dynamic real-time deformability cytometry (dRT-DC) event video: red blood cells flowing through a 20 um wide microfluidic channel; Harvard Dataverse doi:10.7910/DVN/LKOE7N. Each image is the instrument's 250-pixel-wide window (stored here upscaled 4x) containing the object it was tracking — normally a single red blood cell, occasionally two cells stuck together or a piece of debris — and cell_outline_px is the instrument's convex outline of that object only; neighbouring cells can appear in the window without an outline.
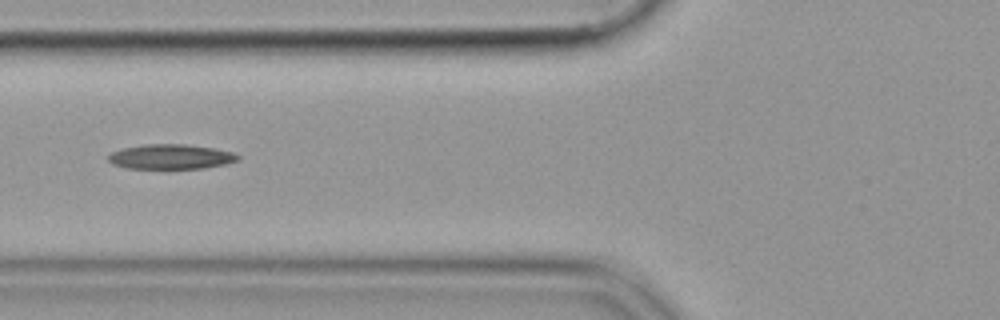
{"species": "common noctule bat (a hibernating species)", "species_latin": "Nyctalus noctula", "temperature_condition": "cold", "stored_images_in_passage": 54, "segment_of_instrument_passage": [2, 2], "camera_frame_rate_fps": 3000, "um_per_image_px": 0.085, "animal": {"sex": "female", "body_mass_g": 19.9}, "frame": {"image": 1, "passage_image": 22, "time_ms": 7.0, "image_size_px": [1000, 320], "cell_outline_px": [[240, 160], [224, 164], [204, 168], [128, 168], [112, 164], [108, 160], [108, 156], [112, 152], [124, 148], [144, 144], [184, 144], [216, 148], [232, 152], [240, 156]], "centroid_in_image_um": [14.54, 13.31], "position_along_channel_um": 111.3, "area_um2": 18.67}}
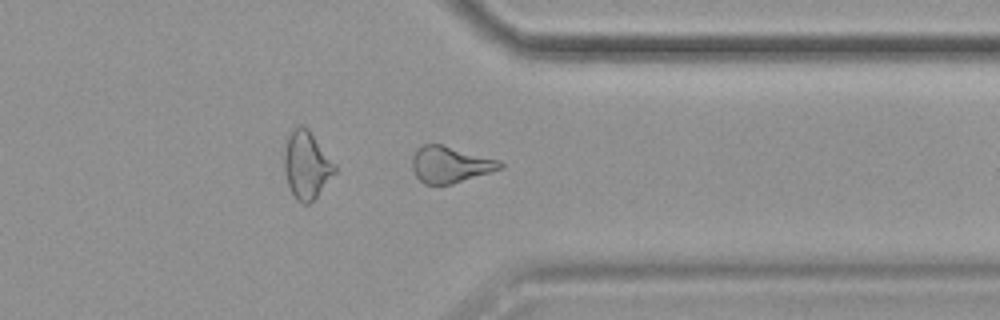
{"frame": {"image": 2, "passage_image": 43, "time_ms": 14.0, "image_size_px": [1000, 320], "cell_outline_px": [[504, 168], [452, 184], [424, 184], [416, 176], [412, 168], [412, 156], [416, 148], [424, 144], [440, 144], [500, 160], [504, 164]], "centroid_in_image_um": [38.26, 13.98], "position_along_channel_um": 373.1, "area_um2": 18.67}}